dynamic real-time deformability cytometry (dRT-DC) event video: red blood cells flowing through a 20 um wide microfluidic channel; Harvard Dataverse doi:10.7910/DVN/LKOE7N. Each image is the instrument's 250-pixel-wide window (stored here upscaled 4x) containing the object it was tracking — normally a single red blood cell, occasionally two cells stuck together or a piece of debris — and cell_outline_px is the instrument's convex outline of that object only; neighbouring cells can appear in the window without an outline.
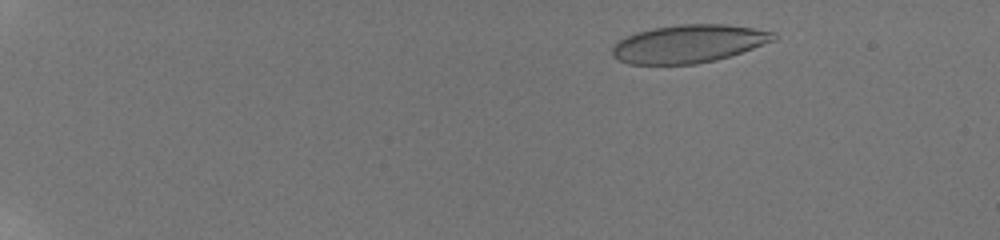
{"species": "human", "species_latin": "Homo sapiens", "temperature_condition": "room temperature", "stored_images_in_passage": 33, "camera_frame_rate_fps": 3000, "um_per_image_px": 0.085, "donor": {"sex": "male"}, "frame": {"image": 1, "passage_image": 18, "time_ms": 2.333, "image_size_px": [1000, 240], "cell_outline_px": [[780, 36], [776, 40], [716, 60], [696, 64], [628, 64], [612, 56], [612, 48], [620, 40], [636, 32], [652, 28], [680, 24], [728, 24], [776, 32]], "centroid_in_image_um": [58.57, 3.71], "position_along_channel_um": 26.4, "area_um2": 35.66}}